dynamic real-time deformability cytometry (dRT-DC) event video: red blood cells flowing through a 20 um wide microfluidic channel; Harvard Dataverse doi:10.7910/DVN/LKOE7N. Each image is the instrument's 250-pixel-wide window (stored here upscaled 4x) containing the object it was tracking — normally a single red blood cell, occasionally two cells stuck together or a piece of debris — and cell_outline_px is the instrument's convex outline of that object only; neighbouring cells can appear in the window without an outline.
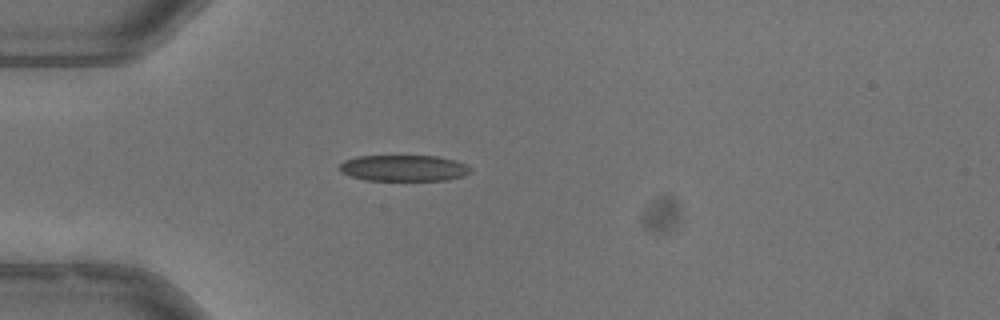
{"species": "common noctule bat (a hibernating species)", "species_latin": "Nyctalus noctula", "temperature_condition": "warm", "stored_images_in_passage": 39, "camera_frame_rate_fps": 3000, "um_per_image_px": 0.085, "animal": {"sex": "male", "body_mass_g": 13.3}, "frame": {"image": 1, "passage_image": 1, "time_ms": 0.0, "image_size_px": [1000, 320], "cell_outline_px": [[472, 172], [464, 176], [444, 180], [364, 180], [340, 172], [340, 164], [344, 160], [356, 156], [436, 156], [456, 160], [472, 168]], "centroid_in_image_um": [34.33, 14.28], "position_along_channel_um": 50.7, "area_um2": 20.0}, "authors_computed_cell_mechanics": {"area_um2": 20.9236, "velocity_mm_per_s": 3.9065, "shape_relaxation_time_tau1_ms": 9.0119, "shape_relaxation_time_tau2_ms": 1.437, "deformation_change_tau1": 0.1873, "deformation_change_tau2": 0.0735}}